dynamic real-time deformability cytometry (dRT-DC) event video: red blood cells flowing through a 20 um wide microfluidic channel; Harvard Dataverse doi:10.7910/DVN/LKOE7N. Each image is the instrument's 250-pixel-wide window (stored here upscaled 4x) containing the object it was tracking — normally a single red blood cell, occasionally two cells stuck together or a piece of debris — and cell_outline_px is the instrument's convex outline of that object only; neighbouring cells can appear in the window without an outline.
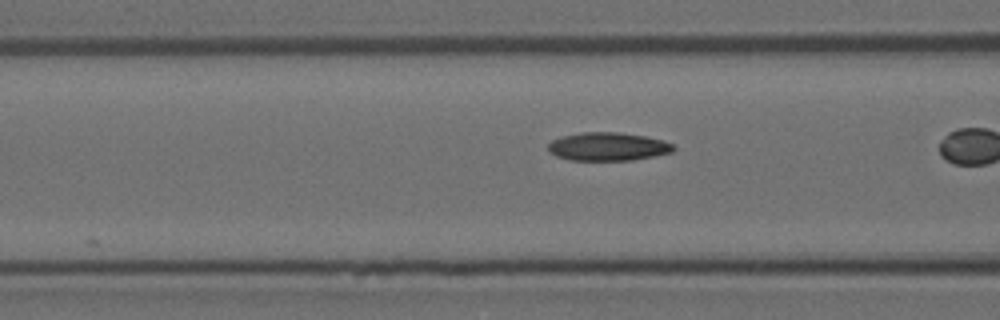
{"species": "Egyptian fruit bat (a non-hibernating species)", "species_latin": "Rousettus aegyptiacus", "temperature_condition": "room temperature", "stored_images_in_passage": 12, "camera_frame_rate_fps": 3000, "um_per_image_px": 0.085, "animal": {"sex": "female"}, "frame": {"image": 1, "passage_image": 6, "time_ms": 1.667, "image_size_px": [1000, 320], "cell_outline_px": [[676, 148], [672, 152], [632, 160], [568, 160], [556, 156], [548, 152], [548, 144], [552, 140], [560, 136], [580, 132], [620, 132], [644, 136], [664, 140], [672, 144]], "centroid_in_image_um": [51.63, 12.45], "position_along_channel_um": 115.0, "area_um2": 20.81}}
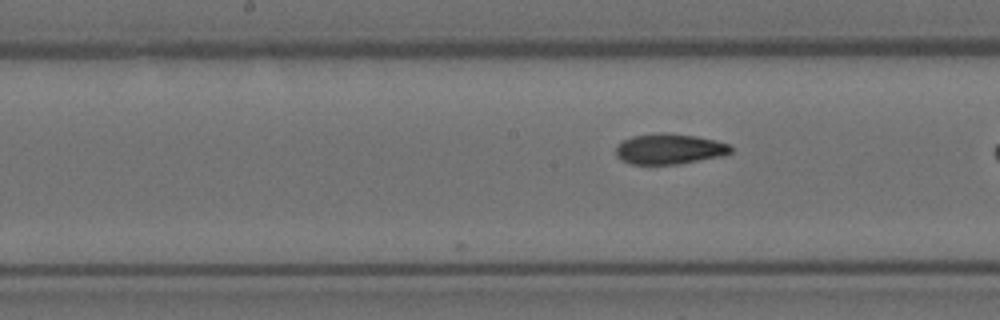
{"frame": {"image": 2, "passage_image": 12, "time_ms": 3.667, "image_size_px": [1000, 320], "cell_outline_px": [[732, 152], [728, 156], [680, 164], [632, 164], [620, 160], [616, 156], [616, 144], [632, 136], [656, 132], [664, 132], [696, 136], [716, 140], [732, 144]], "centroid_in_image_um": [56.95, 12.66], "position_along_channel_um": 191.2, "area_um2": 21.04}}